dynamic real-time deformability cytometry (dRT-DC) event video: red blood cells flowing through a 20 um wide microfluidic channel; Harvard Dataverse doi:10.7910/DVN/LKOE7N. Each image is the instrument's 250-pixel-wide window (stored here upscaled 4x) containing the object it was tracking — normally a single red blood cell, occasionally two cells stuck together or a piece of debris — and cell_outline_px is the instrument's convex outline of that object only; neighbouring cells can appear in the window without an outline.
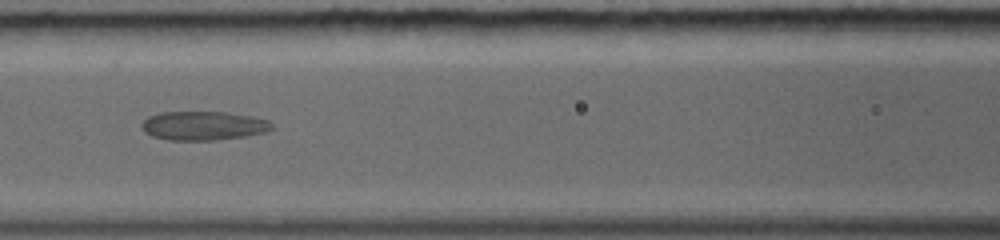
{"species": "common noctule bat (a hibernating species)", "species_latin": "Nyctalus noctula", "temperature_condition": "warm", "stored_images_in_passage": 25, "camera_frame_rate_fps": 5000, "um_per_image_px": 0.085, "animal": {"sex": "female", "body_mass_g": 19.0, "forearm_length_mm": 56.7}, "frame": {"image": 1, "passage_image": 6, "time_ms": 3.0, "image_size_px": [1000, 240], "cell_outline_px": [[276, 128], [264, 132], [244, 136], [216, 140], [168, 140], [152, 136], [144, 132], [140, 124], [148, 116], [160, 112], [224, 112], [252, 116], [268, 120]], "centroid_in_image_um": [17.27, 10.68], "position_along_channel_um": 149.3, "area_um2": 22.02}}
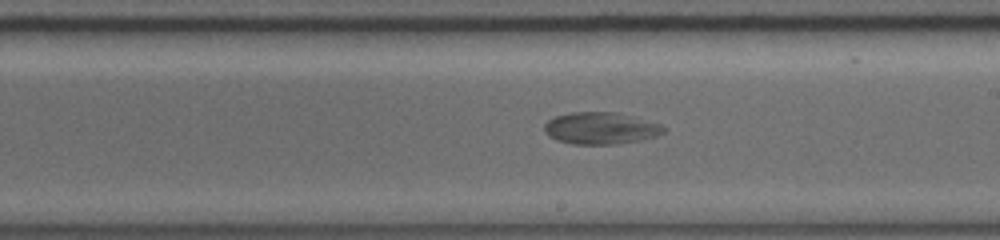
{"frame": {"image": 2, "passage_image": 12, "time_ms": 5.2, "image_size_px": [1000, 240], "cell_outline_px": [[668, 128], [664, 132], [656, 136], [640, 140], [616, 144], [572, 144], [556, 140], [548, 136], [544, 132], [544, 124], [552, 116], [572, 112], [616, 112], [660, 124]], "centroid_in_image_um": [51.02, 10.9], "position_along_channel_um": 238.0, "area_um2": 22.31}}
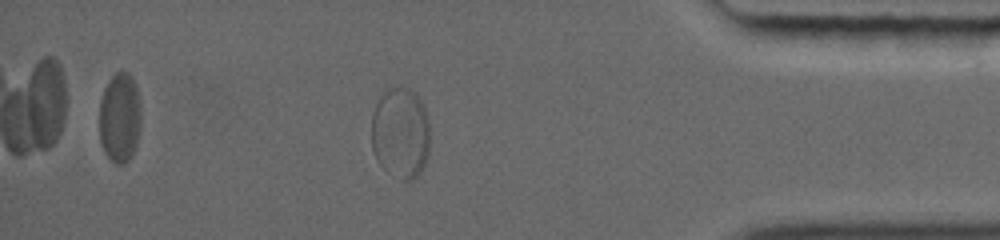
{"frame": {"image": 3, "passage_image": 18, "time_ms": 10.0, "image_size_px": [1000, 240], "cell_outline_px": [[428, 152], [424, 164], [416, 176], [412, 180], [404, 180], [384, 168], [380, 164], [372, 148], [372, 112], [380, 92], [384, 88], [400, 84], [416, 92], [424, 104], [428, 120]], "centroid_in_image_um": [34.02, 11.18], "position_along_channel_um": 401.2, "area_um2": 31.39}}